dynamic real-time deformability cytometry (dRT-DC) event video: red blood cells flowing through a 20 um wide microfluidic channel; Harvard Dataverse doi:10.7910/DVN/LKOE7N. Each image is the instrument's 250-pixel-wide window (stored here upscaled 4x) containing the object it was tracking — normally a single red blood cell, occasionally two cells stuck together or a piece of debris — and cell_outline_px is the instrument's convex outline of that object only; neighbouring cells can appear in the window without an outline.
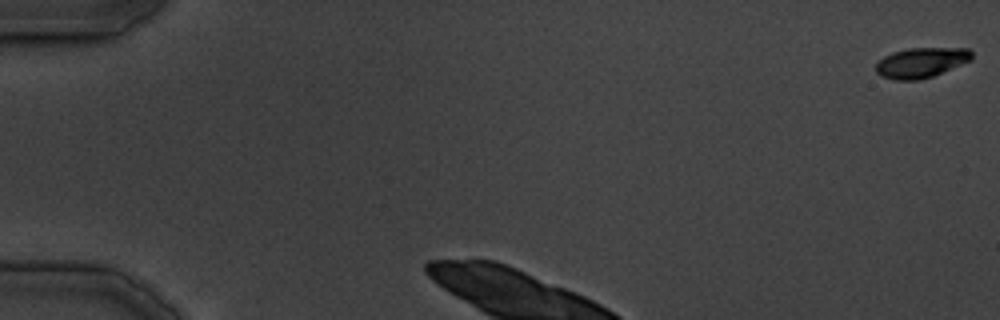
{"species": "common noctule bat (a hibernating species)", "species_latin": "Nyctalus noctula", "temperature_condition": "cold", "stored_images_in_passage": 32, "camera_frame_rate_fps": 3000, "um_per_image_px": 0.085, "animal": {"sex": "male", "body_mass_g": 19.5, "forearm_length_mm": 54.6}, "frame": {"image": 1, "passage_image": 1, "time_ms": 0.0, "image_size_px": [1000, 320], "cell_outline_px": [[972, 60], [932, 76], [920, 80], [896, 80], [880, 76], [876, 72], [876, 64], [884, 56], [892, 52], [908, 48], [968, 48], [972, 52]], "centroid_in_image_um": [78.29, 5.32], "position_along_channel_um": 6.7, "area_um2": 16.82}}
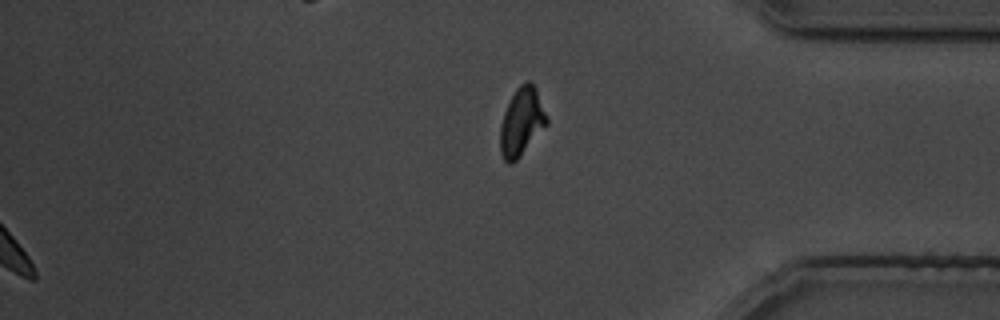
{"frame": {"image": 2, "passage_image": 32, "time_ms": 39.0, "image_size_px": [1000, 320], "cell_outline_px": [[548, 124], [520, 156], [512, 164], [508, 164], [504, 160], [500, 152], [500, 124], [504, 112], [516, 88], [520, 84], [528, 80], [536, 88], [548, 116]], "centroid_in_image_um": [44.34, 10.36], "position_along_channel_um": 390.9, "area_um2": 18.5}}